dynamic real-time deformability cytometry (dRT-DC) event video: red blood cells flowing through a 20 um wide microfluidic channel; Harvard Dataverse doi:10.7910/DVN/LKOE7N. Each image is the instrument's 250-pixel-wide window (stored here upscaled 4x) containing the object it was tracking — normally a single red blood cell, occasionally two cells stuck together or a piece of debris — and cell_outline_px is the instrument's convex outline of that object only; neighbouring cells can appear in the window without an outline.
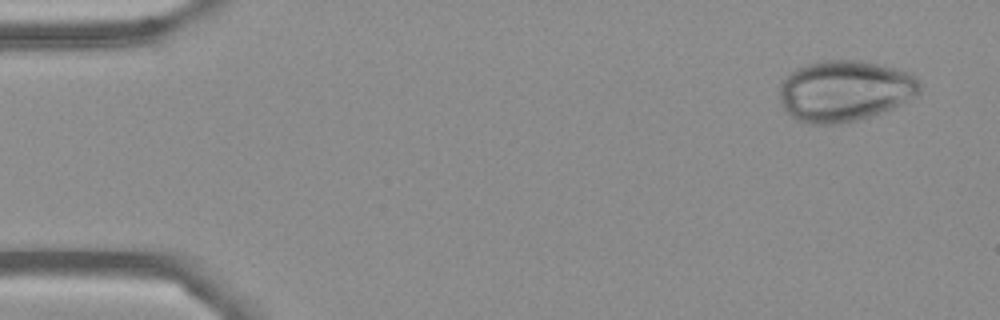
{"species": "Egyptian fruit bat (a non-hibernating species)", "species_latin": "Rousettus aegyptiacus", "temperature_condition": "cold", "stored_images_in_passage": 4, "camera_frame_rate_fps": 3000, "um_per_image_px": 0.085, "frame": {"image": 1, "passage_image": 1, "time_ms": 0.0, "image_size_px": [1000, 320], "cell_outline_px": [[920, 92], [916, 96], [892, 108], [872, 116], [848, 124], [808, 124], [796, 120], [780, 104], [780, 88], [788, 72], [796, 68], [820, 60], [860, 60], [880, 64], [896, 68], [908, 72], [916, 76], [920, 80]], "centroid_in_image_um": [71.81, 7.73], "position_along_channel_um": 13.2, "area_um2": 50.46}}